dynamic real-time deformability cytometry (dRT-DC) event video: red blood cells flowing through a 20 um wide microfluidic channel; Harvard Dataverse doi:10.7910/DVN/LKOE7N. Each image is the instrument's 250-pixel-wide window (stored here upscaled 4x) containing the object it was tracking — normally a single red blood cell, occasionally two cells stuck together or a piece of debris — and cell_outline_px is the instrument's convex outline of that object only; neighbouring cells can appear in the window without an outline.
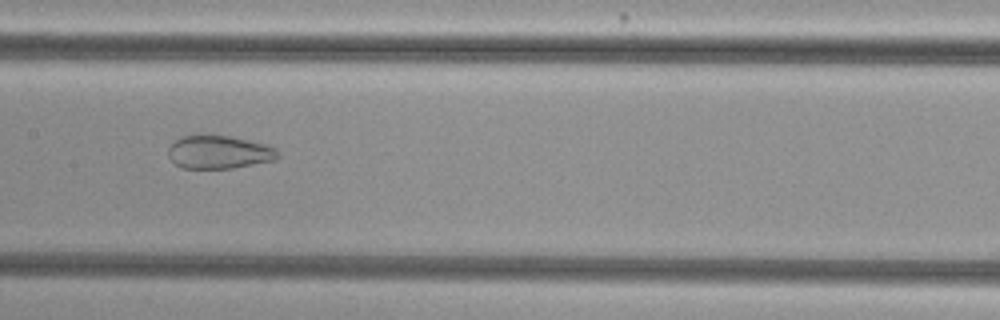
{"species": "common noctule bat (a hibernating species)", "species_latin": "Nyctalus noctula", "temperature_condition": "cold", "stored_images_in_passage": 51, "camera_frame_rate_fps": 3000, "um_per_image_px": 0.085, "animal": {"sex": "female", "body_mass_g": 29.2, "forearm_length_mm": 56.3}, "frame": {"image": 1, "passage_image": 25, "time_ms": 8.0, "image_size_px": [1000, 320], "cell_outline_px": [[280, 156], [276, 160], [232, 168], [180, 168], [168, 156], [168, 148], [180, 136], [228, 136], [268, 144], [276, 148]], "centroid_in_image_um": [18.65, 12.94], "position_along_channel_um": 188.8, "area_um2": 21.1}}
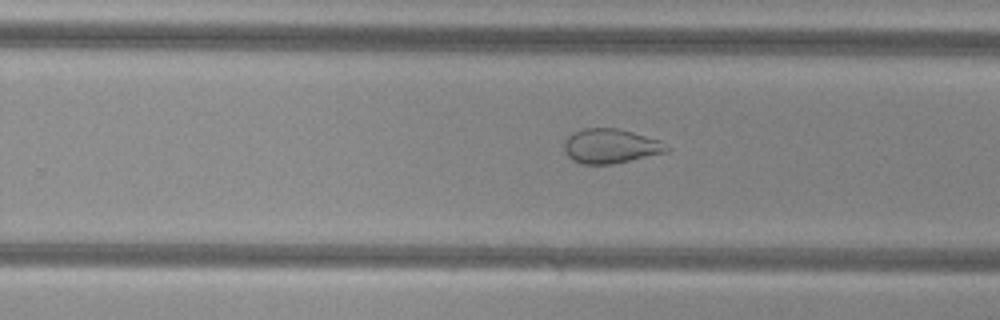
{"frame": {"image": 2, "passage_image": 32, "time_ms": 10.333, "image_size_px": [1000, 320], "cell_outline_px": [[672, 148], [668, 152], [612, 164], [580, 164], [572, 160], [564, 152], [564, 140], [572, 132], [584, 128], [620, 128], [660, 140]], "centroid_in_image_um": [51.9, 12.41], "position_along_channel_um": 277.9, "area_um2": 20.92}}
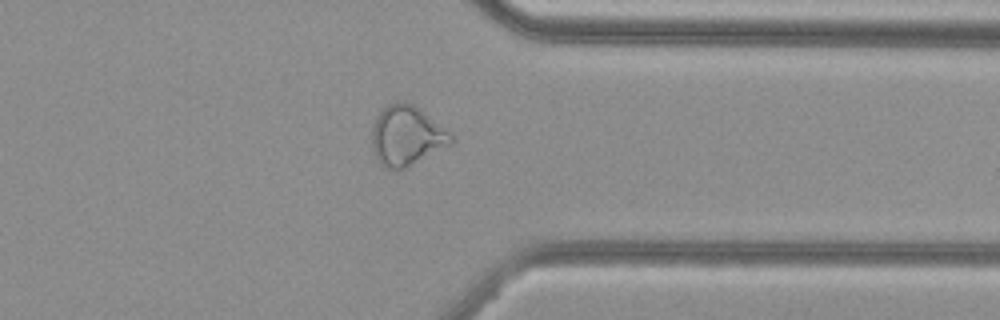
{"frame": {"image": 3, "passage_image": 40, "time_ms": 13.0, "image_size_px": [1000, 320], "cell_outline_px": [[456, 140], [452, 144], [404, 168], [388, 168], [380, 164], [376, 160], [372, 152], [372, 128], [380, 112], [388, 104], [412, 104], [420, 108], [448, 132]], "centroid_in_image_um": [34.55, 11.57], "position_along_channel_um": 376.8, "area_um2": 26.93}}